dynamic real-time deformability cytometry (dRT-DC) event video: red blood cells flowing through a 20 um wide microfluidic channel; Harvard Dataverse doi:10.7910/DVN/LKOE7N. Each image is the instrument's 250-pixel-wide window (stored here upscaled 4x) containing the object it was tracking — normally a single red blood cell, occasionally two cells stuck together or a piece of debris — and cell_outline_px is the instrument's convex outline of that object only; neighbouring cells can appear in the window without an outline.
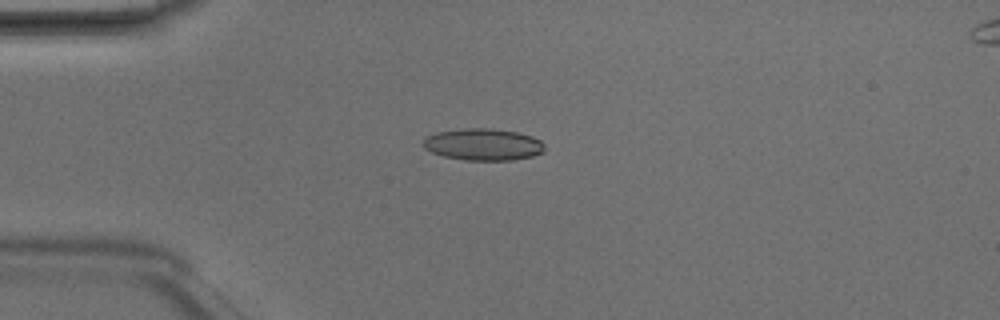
{"species": "Egyptian fruit bat (a non-hibernating species)", "species_latin": "Rousettus aegyptiacus", "temperature_condition": "room temperature", "stored_images_in_passage": 5, "camera_frame_rate_fps": 3000, "um_per_image_px": 0.085, "animal": {"sex": "male"}, "frame": {"image": 1, "passage_image": 4, "time_ms": 1.0, "image_size_px": [1000, 320], "cell_outline_px": [[544, 152], [532, 156], [512, 160], [464, 160], [444, 156], [432, 152], [424, 148], [420, 144], [428, 136], [436, 132], [464, 128], [492, 128], [516, 132], [532, 136], [540, 140], [544, 144]], "centroid_in_image_um": [41.06, 12.28], "position_along_channel_um": 43.9, "area_um2": 22.6}}